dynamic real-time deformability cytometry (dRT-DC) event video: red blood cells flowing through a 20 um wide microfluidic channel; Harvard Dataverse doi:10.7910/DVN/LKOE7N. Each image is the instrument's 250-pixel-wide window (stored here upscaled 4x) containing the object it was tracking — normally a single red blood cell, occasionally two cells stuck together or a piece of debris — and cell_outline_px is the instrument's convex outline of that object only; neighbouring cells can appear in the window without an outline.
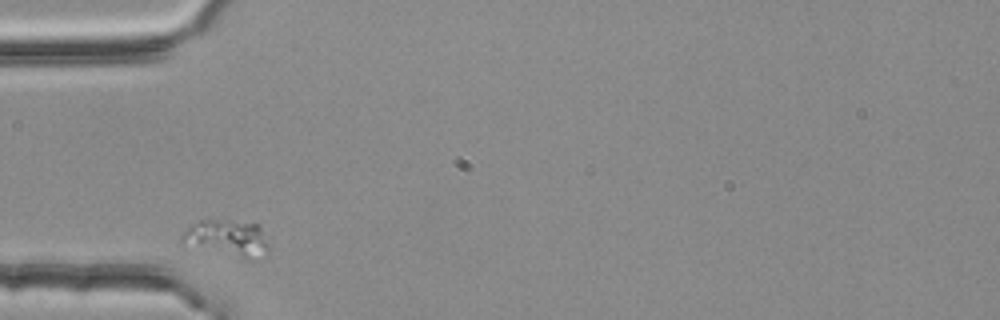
{"species": "common noctule bat (a hibernating species)", "species_latin": "Nyctalus noctula", "temperature_condition": "room temperature", "stored_images_in_passage": 31, "camera_frame_rate_fps": 3000, "um_per_image_px": 0.085, "animal": {"sex": "female", "body_mass_g": 25.1}, "frame": {"image": 1, "passage_image": 1, "time_ms": 0.0, "image_size_px": [1000, 320], "cell_outline_px": [[268, 256], [248, 260], [180, 244], [180, 236], [192, 224], [200, 220], [216, 220], [260, 224], [268, 244]], "centroid_in_image_um": [19.33, 20.28], "position_along_channel_um": 65.7, "area_um2": 18.79}}